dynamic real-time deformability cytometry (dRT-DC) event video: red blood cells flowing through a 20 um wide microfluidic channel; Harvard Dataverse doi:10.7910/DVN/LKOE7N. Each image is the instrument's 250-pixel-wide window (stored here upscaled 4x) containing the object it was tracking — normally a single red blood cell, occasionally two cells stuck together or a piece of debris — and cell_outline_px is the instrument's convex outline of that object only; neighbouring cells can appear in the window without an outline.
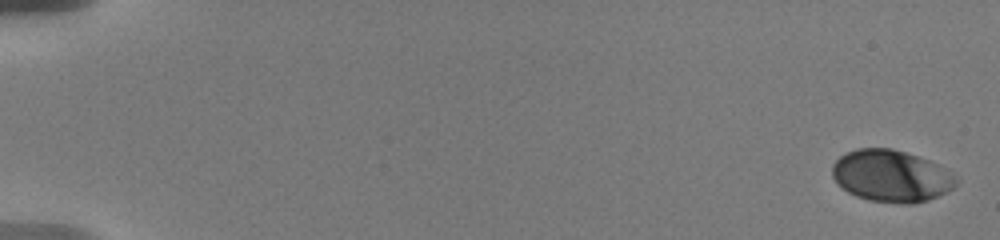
{"species": "human", "species_latin": "Homo sapiens", "temperature_condition": "warm", "stored_images_in_passage": 13, "camera_frame_rate_fps": 3000, "um_per_image_px": 0.085, "donor": {"sex": "male"}, "frame": {"image": 1, "passage_image": 1, "time_ms": 0.0, "image_size_px": [1000, 240], "cell_outline_px": [[960, 180], [952, 188], [928, 200], [912, 204], [900, 204], [868, 200], [856, 196], [848, 192], [836, 184], [832, 176], [832, 164], [840, 156], [856, 148], [892, 148], [928, 160], [936, 164], [956, 176]], "centroid_in_image_um": [75.71, 14.97], "position_along_channel_um": 9.3, "area_um2": 37.45}}
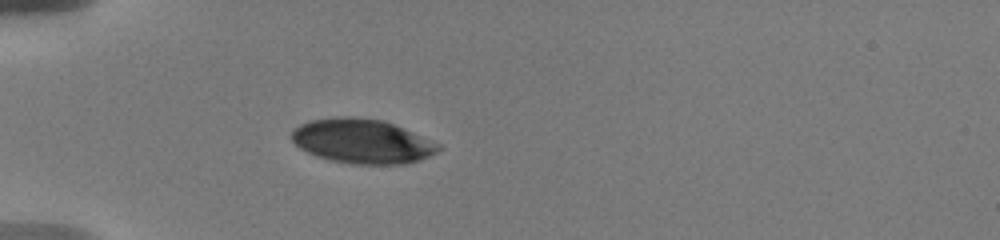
{"frame": {"image": 2, "passage_image": 10, "time_ms": 5.667, "image_size_px": [1000, 240], "cell_outline_px": [[440, 148], [436, 152], [420, 160], [404, 164], [348, 164], [328, 160], [316, 156], [300, 148], [292, 140], [292, 132], [300, 124], [312, 120], [332, 116], [352, 116], [384, 120], [404, 128], [440, 144]], "centroid_in_image_um": [30.77, 12.0], "position_along_channel_um": 54.2, "area_um2": 38.09}}
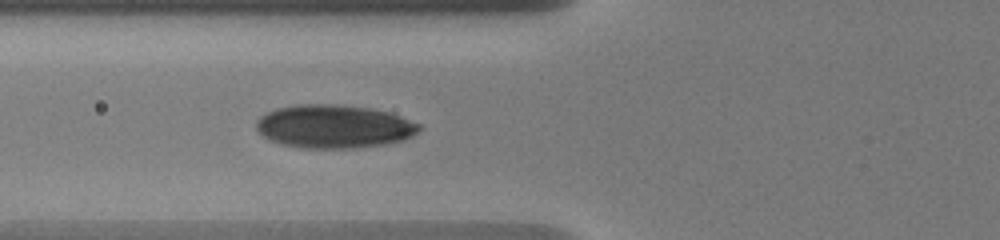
{"frame": {"image": 3, "passage_image": 13, "time_ms": 7.333, "image_size_px": [1000, 240], "cell_outline_px": [[424, 128], [412, 136], [404, 140], [384, 144], [356, 148], [300, 148], [280, 144], [268, 140], [256, 132], [256, 120], [264, 112], [276, 108], [296, 104], [336, 104], [372, 108], [388, 112], [400, 116], [420, 124]], "centroid_in_image_um": [28.35, 10.75], "position_along_channel_um": 97.5, "area_um2": 41.79}}